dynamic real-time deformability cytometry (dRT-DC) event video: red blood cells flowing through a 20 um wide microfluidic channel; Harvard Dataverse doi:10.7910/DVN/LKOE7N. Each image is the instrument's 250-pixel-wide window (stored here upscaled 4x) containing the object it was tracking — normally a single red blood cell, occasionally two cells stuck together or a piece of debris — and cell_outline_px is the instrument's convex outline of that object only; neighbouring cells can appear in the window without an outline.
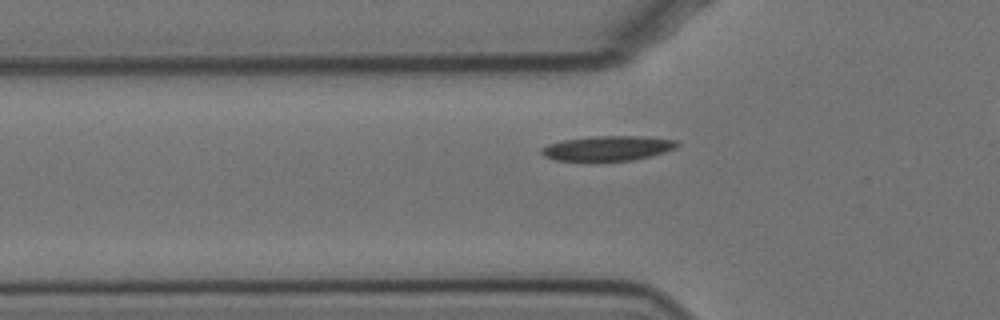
{"species": "Egyptian fruit bat (a non-hibernating species)", "species_latin": "Rousettus aegyptiacus", "temperature_condition": "cold", "stored_images_in_passage": 44, "camera_frame_rate_fps": 3000, "um_per_image_px": 0.085, "animal": {"sex": "female"}, "frame": {"image": 1, "passage_image": 12, "time_ms": 3.667, "image_size_px": [1000, 320], "cell_outline_px": [[680, 144], [676, 148], [652, 156], [632, 160], [592, 164], [588, 164], [556, 160], [544, 156], [540, 152], [540, 148], [548, 144], [564, 140], [596, 136], [644, 136], [676, 140]], "centroid_in_image_um": [51.61, 12.65], "position_along_channel_um": 74.2, "area_um2": 20.63}}
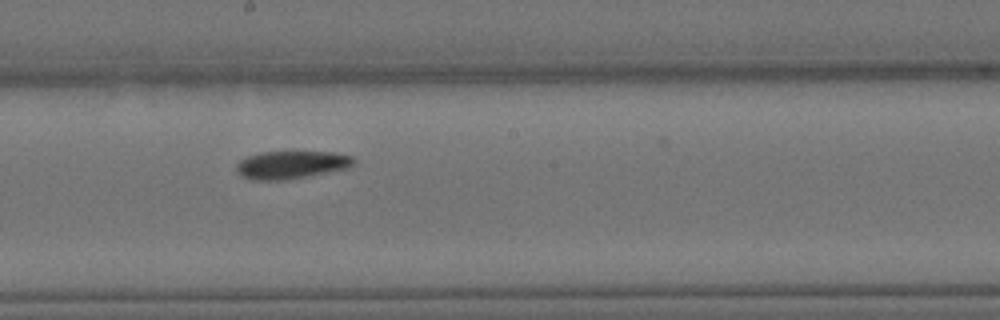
{"frame": {"image": 2, "passage_image": 25, "time_ms": 8.0, "image_size_px": [1000, 320], "cell_outline_px": [[356, 164], [352, 168], [288, 180], [252, 180], [240, 176], [236, 172], [236, 164], [240, 160], [248, 156], [260, 152], [332, 152], [352, 156], [356, 160]], "centroid_in_image_um": [24.8, 14.02], "position_along_channel_um": 223.4, "area_um2": 19.48}}
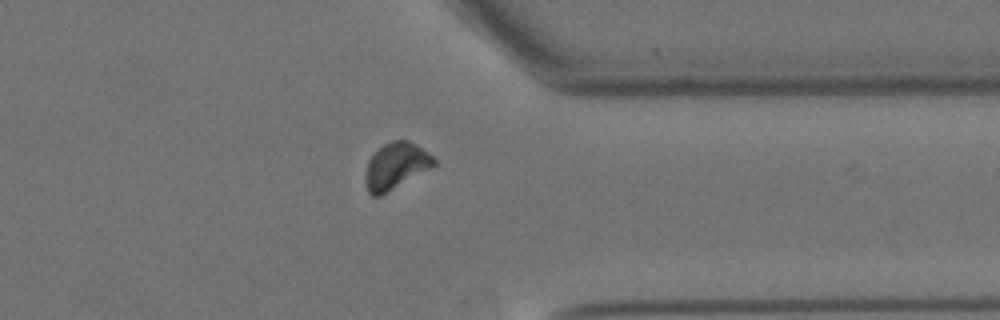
{"frame": {"image": 3, "passage_image": 39, "time_ms": 12.667, "image_size_px": [1000, 320], "cell_outline_px": [[436, 164], [380, 196], [372, 196], [368, 192], [364, 180], [364, 176], [368, 160], [384, 144], [392, 140], [408, 140], [416, 144], [428, 152], [436, 160]], "centroid_in_image_um": [33.61, 14.1], "position_along_channel_um": 377.8, "area_um2": 18.26}, "authors_computed_cell_mechanics": {"area_um2": 19.0451, "velocity_mm_per_s": 3.4315, "shape_relaxation_time_tau1_ms": 8.717, "shape_relaxation_time_tau2_ms": null, "deformation_change_tau1": 0.1626, "deformation_change_tau2": null}}